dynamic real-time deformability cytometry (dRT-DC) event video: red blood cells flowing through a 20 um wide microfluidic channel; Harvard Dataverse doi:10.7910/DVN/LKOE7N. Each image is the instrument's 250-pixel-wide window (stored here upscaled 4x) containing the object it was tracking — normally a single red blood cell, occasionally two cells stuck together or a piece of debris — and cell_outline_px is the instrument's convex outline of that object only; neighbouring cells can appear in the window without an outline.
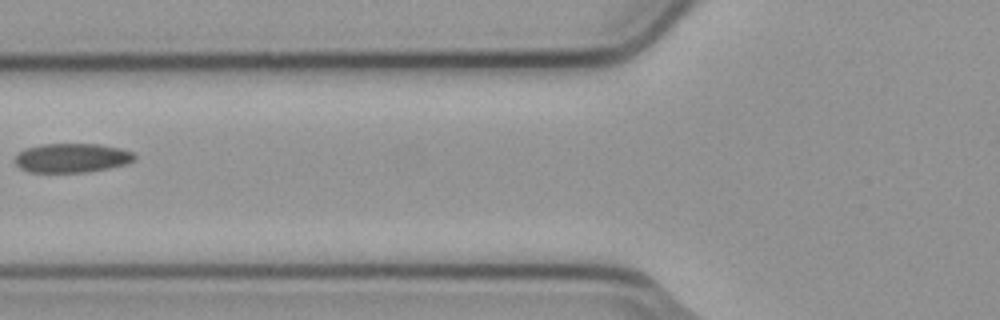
{"species": "common noctule bat (a hibernating species)", "species_latin": "Nyctalus noctula", "temperature_condition": "cold", "stored_images_in_passage": 7, "camera_frame_rate_fps": 3000, "um_per_image_px": 0.085, "animal": {"sex": "male", "body_mass_g": 23.1, "forearm_length_mm": 52.7}, "frame": {"image": 1, "passage_image": 6, "time_ms": 1.667, "image_size_px": [1000, 320], "cell_outline_px": [[136, 156], [132, 160], [124, 164], [108, 168], [84, 172], [28, 172], [20, 168], [16, 164], [16, 156], [24, 148], [40, 144], [100, 144], [120, 148], [132, 152]], "centroid_in_image_um": [6.08, 13.41], "position_along_channel_um": 119.7, "area_um2": 20.17}}
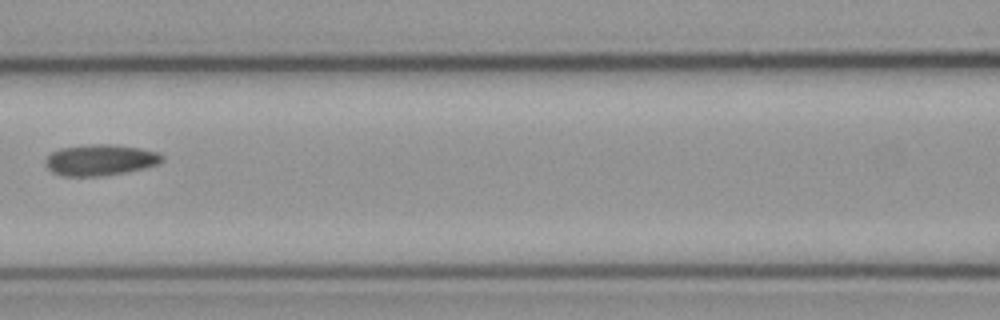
{"frame": {"image": 2, "passage_image": 7, "time_ms": 2.0, "image_size_px": [1000, 320], "cell_outline_px": [[164, 160], [156, 164], [124, 172], [100, 176], [60, 176], [52, 172], [44, 164], [44, 160], [52, 152], [60, 148], [92, 144], [108, 144], [140, 148], [160, 152], [164, 156]], "centroid_in_image_um": [8.49, 13.59], "position_along_channel_um": 158.1, "area_um2": 21.04}}